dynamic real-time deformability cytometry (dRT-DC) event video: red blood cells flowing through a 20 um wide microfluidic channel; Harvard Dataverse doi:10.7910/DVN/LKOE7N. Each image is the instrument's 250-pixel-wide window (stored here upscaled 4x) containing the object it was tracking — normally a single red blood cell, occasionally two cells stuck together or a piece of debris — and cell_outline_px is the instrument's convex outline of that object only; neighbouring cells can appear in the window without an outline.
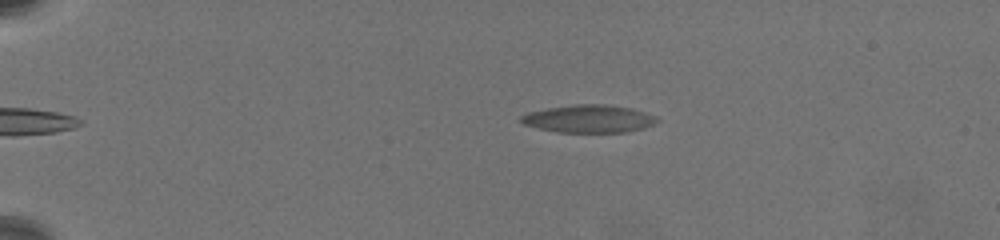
{"species": "common noctule bat (a hibernating species)", "species_latin": "Nyctalus noctula", "temperature_condition": "warm", "stored_images_in_passage": 40, "camera_frame_rate_fps": 3000, "um_per_image_px": 0.085, "animal": {"sex": "female", "body_mass_g": 19.5, "forearm_length_mm": 54.1}, "frame": {"image": 1, "passage_image": 6, "time_ms": 1.333, "image_size_px": [1000, 240], "cell_outline_px": [[660, 120], [644, 128], [624, 132], [560, 132], [540, 128], [524, 124], [520, 120], [520, 116], [528, 112], [548, 108], [576, 104], [600, 104], [628, 108], [644, 112], [656, 116]], "centroid_in_image_um": [50.05, 10.1], "position_along_channel_um": 35.0, "area_um2": 21.62}}
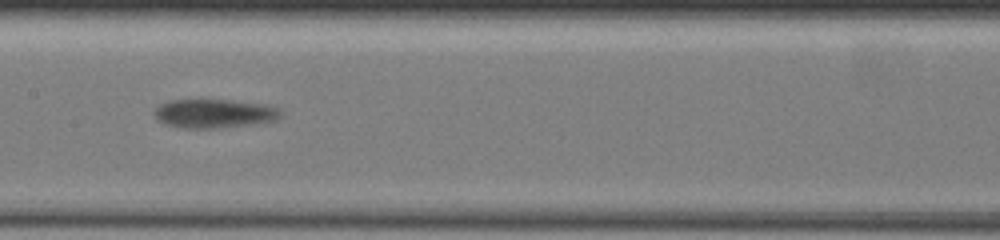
{"frame": {"image": 2, "passage_image": 24, "time_ms": 8.667, "image_size_px": [1000, 240], "cell_outline_px": [[284, 116], [276, 120], [252, 124], [216, 128], [180, 128], [168, 124], [160, 120], [156, 116], [156, 108], [160, 104], [168, 100], [228, 100], [264, 104], [276, 108]], "centroid_in_image_um": [18.24, 9.65], "position_along_channel_um": 189.2, "area_um2": 20.92}}
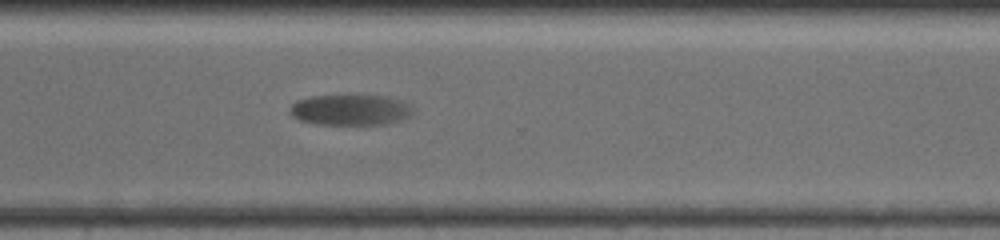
{"frame": {"image": 3, "passage_image": 39, "time_ms": 13.333, "image_size_px": [1000, 240], "cell_outline_px": [[412, 112], [408, 116], [400, 120], [388, 124], [316, 124], [300, 120], [292, 116], [292, 104], [296, 100], [312, 96], [388, 96], [400, 100], [408, 104], [412, 108]], "centroid_in_image_um": [29.79, 9.34], "position_along_channel_um": 340.8, "area_um2": 21.68}}